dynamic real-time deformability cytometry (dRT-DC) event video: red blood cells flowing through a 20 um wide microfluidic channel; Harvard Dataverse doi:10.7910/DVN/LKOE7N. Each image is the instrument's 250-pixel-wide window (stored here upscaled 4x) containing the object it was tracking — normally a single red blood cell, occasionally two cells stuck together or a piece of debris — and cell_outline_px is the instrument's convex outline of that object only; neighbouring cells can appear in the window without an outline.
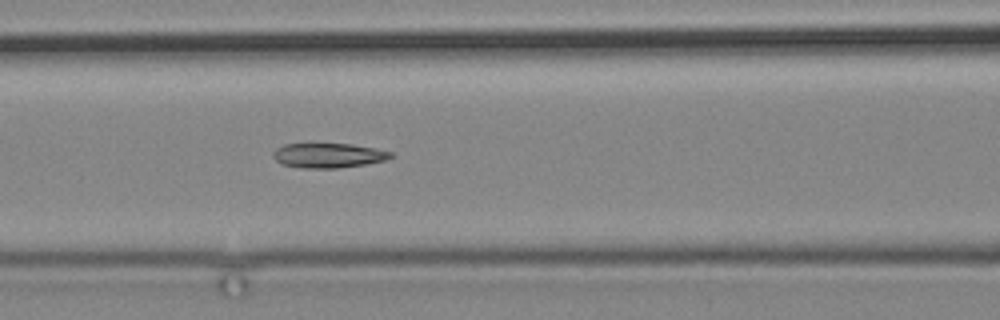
{"species": "common noctule bat (a hibernating species)", "species_latin": "Nyctalus noctula", "temperature_condition": "cold", "stored_images_in_passage": 7, "camera_frame_rate_fps": 3000, "um_per_image_px": 0.085, "animal": {"sex": "male", "body_mass_g": 19.2, "forearm_length_mm": 51.8}, "frame": {"image": 1, "passage_image": 7, "time_ms": 8.333, "image_size_px": [1000, 320], "cell_outline_px": [[392, 156], [384, 160], [364, 164], [336, 168], [300, 168], [284, 164], [276, 160], [272, 156], [272, 152], [276, 148], [284, 144], [352, 144], [376, 148], [392, 152]], "centroid_in_image_um": [27.88, 13.2], "position_along_channel_um": 138.7, "area_um2": 16.76}}